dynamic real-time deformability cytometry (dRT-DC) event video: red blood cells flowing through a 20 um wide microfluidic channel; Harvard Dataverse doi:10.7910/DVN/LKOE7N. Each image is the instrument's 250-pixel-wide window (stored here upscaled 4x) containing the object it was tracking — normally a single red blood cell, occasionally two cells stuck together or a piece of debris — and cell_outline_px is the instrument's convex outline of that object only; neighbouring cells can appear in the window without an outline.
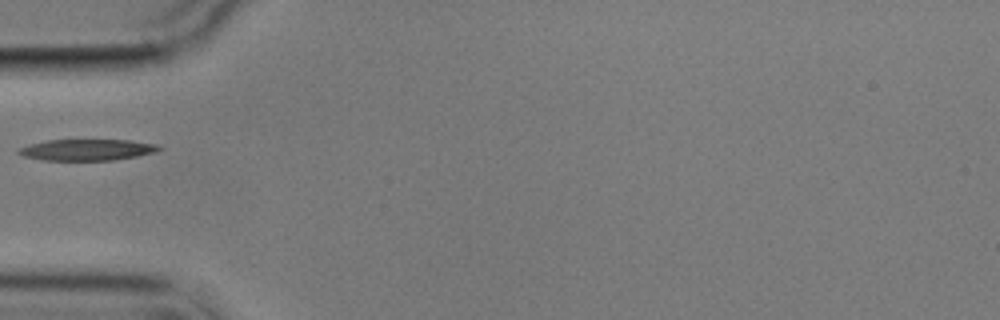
{"species": "common noctule bat (a hibernating species)", "species_latin": "Nyctalus noctula", "temperature_condition": "cold", "stored_images_in_passage": 1, "camera_frame_rate_fps": 3000, "um_per_image_px": 0.085, "animal": {"sex": "male", "body_mass_g": 17.9}, "frame": {"image": 1, "passage_image": 1, "time_ms": 0.0, "image_size_px": [1000, 320], "cell_outline_px": [[164, 148], [156, 152], [136, 156], [112, 160], [44, 160], [20, 156], [16, 152], [20, 148], [28, 144], [48, 140], [132, 140], [156, 144]], "centroid_in_image_um": [7.39, 12.73], "position_along_channel_um": 77.6, "area_um2": 17.46}}